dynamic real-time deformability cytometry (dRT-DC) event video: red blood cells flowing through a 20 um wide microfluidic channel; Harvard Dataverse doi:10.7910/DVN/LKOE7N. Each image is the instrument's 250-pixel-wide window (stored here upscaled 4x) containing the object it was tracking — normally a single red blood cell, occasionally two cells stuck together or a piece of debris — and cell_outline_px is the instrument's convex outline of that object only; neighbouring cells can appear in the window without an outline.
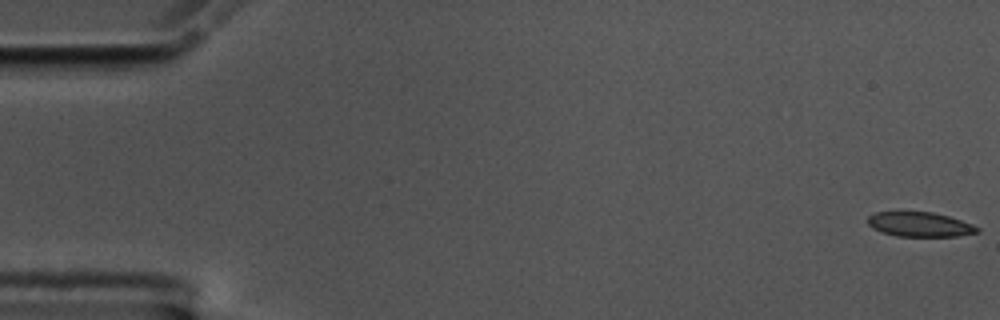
{"species": "common noctule bat (a hibernating species)", "species_latin": "Nyctalus noctula", "temperature_condition": "cold", "stored_images_in_passage": 57, "camera_frame_rate_fps": 3000, "um_per_image_px": 0.085, "animal": {"sex": "male", "body_mass_g": 17.5, "forearm_length_mm": 52.3}, "frame": {"image": 1, "passage_image": 1, "time_ms": 0.0, "image_size_px": [1000, 320], "cell_outline_px": [[980, 232], [956, 236], [896, 236], [880, 232], [872, 228], [868, 224], [868, 216], [876, 212], [932, 212], [948, 216], [972, 224], [980, 228]], "centroid_in_image_um": [78.17, 19.08], "position_along_channel_um": 6.8, "area_um2": 15.66}}
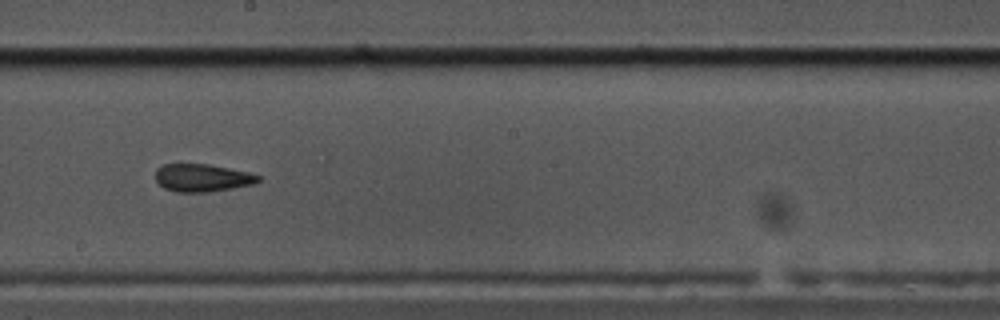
{"frame": {"image": 2, "passage_image": 32, "time_ms": 10.333, "image_size_px": [1000, 320], "cell_outline_px": [[260, 180], [256, 184], [208, 192], [176, 192], [164, 188], [156, 180], [156, 168], [164, 164], [208, 164], [248, 172], [260, 176]], "centroid_in_image_um": [17.19, 15.12], "position_along_channel_um": 231.0, "area_um2": 16.59}}
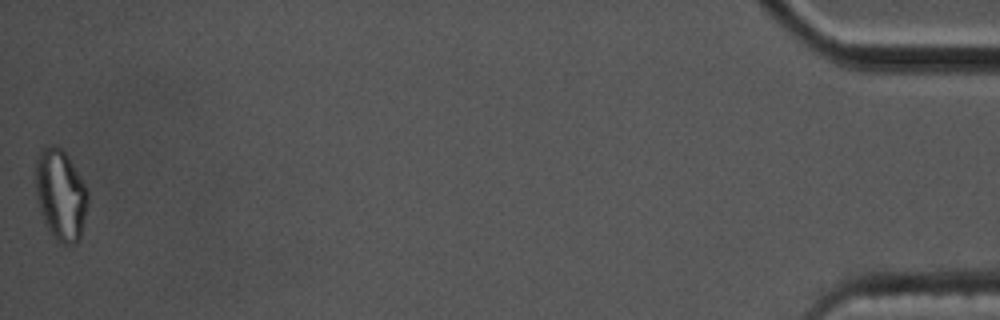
{"frame": {"image": 3, "passage_image": 57, "time_ms": 18.667, "image_size_px": [1000, 320], "cell_outline_px": [[88, 204], [80, 236], [76, 244], [56, 244], [48, 232], [40, 212], [36, 196], [36, 160], [40, 148], [44, 144], [56, 144], [64, 148], [88, 188]], "centroid_in_image_um": [5.15, 16.53], "position_along_channel_um": 430.1, "area_um2": 28.67}, "authors_computed_cell_mechanics": {"area_um2": 17.1088, "velocity_mm_per_s": 3.5488, "shape_relaxation_time_tau1_ms": null, "shape_relaxation_time_tau2_ms": 3.4551, "deformation_change_tau1": null, "deformation_change_tau2": 0.1112}}